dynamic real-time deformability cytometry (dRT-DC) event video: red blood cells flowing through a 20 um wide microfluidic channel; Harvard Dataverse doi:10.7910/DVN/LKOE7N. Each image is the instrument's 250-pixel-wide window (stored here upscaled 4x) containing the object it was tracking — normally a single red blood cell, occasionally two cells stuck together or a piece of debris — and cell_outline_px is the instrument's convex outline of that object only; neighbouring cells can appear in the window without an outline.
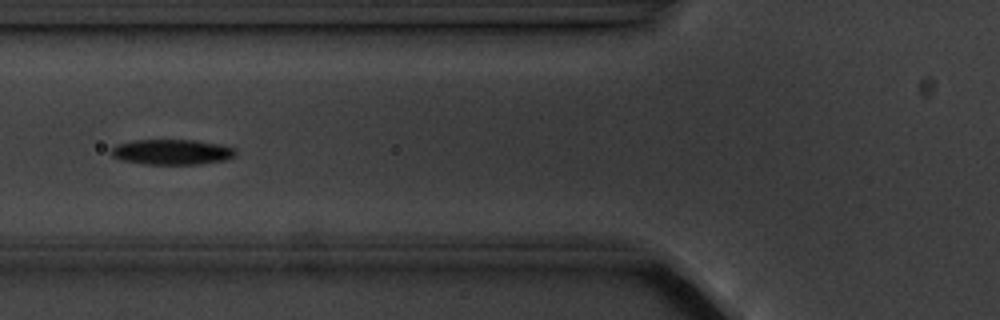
{"species": "common noctule bat (a hibernating species)", "species_latin": "Nyctalus noctula", "temperature_condition": "cold", "stored_images_in_passage": 14, "camera_frame_rate_fps": 3000, "um_per_image_px": 0.085, "animal": {"sex": "male", "body_mass_g": 20.1, "forearm_length_mm": 53.5}, "frame": {"image": 1, "passage_image": 5, "time_ms": 5.667, "image_size_px": [1000, 320], "cell_outline_px": [[236, 156], [228, 160], [200, 164], [144, 164], [120, 160], [112, 156], [108, 152], [116, 144], [132, 140], [196, 140], [220, 144], [236, 148]], "centroid_in_image_um": [14.62, 12.92], "position_along_channel_um": 111.2, "area_um2": 18.73}}
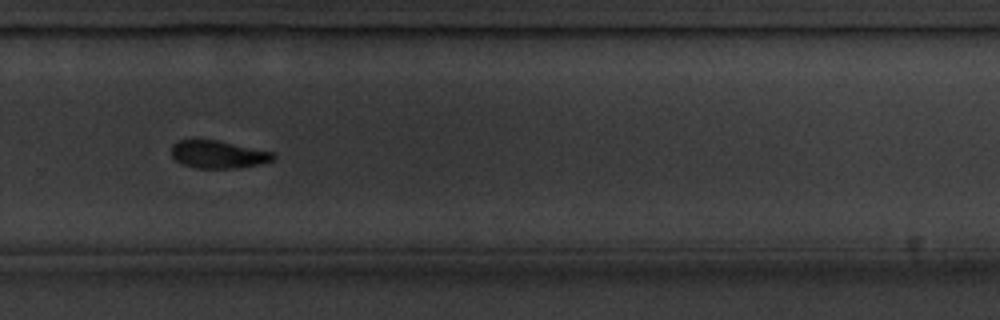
{"frame": {"image": 2, "passage_image": 10, "time_ms": 11.333, "image_size_px": [1000, 320], "cell_outline_px": [[276, 156], [272, 160], [260, 164], [236, 168], [196, 168], [180, 164], [172, 156], [172, 144], [180, 140], [216, 140], [276, 152]], "centroid_in_image_um": [18.56, 13.13], "position_along_channel_um": 311.2, "area_um2": 16.47}}
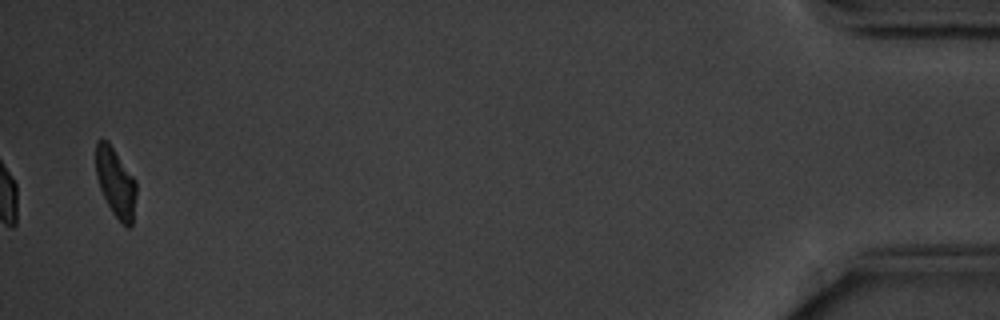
{"frame": {"image": 3, "passage_image": 14, "time_ms": 17.0, "image_size_px": [1000, 320], "cell_outline_px": [[136, 196], [132, 224], [128, 228], [112, 212], [100, 188], [96, 176], [96, 140], [108, 140], [136, 180]], "centroid_in_image_um": [9.84, 15.48], "position_along_channel_um": 425.4, "area_um2": 16.13}, "authors_computed_cell_mechanics": {"area_um2": 18.2648, "velocity_mm_per_s": 3.5466, "shape_relaxation_time_tau1_ms": 1.5338, "shape_relaxation_time_tau2_ms": 11.1628, "deformation_change_tau1": 0.0962, "deformation_change_tau2": 0.1829}}